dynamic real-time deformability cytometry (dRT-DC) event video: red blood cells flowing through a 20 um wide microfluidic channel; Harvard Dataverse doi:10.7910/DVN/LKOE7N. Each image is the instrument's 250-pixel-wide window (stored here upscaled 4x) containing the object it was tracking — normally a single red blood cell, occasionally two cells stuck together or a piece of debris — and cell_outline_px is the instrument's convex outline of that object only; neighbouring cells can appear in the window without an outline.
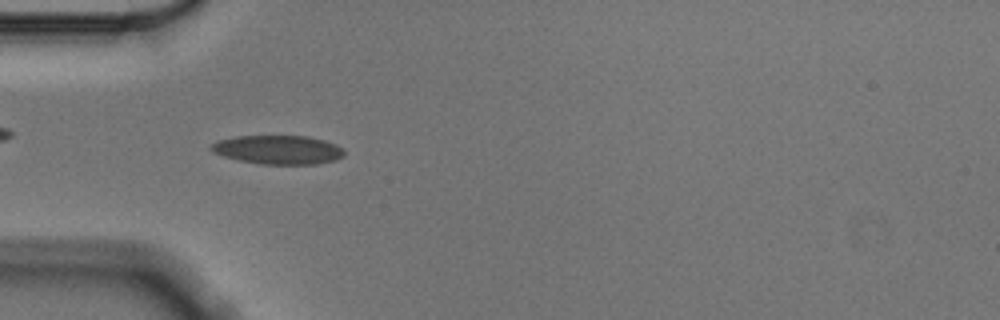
{"species": "Egyptian fruit bat (a non-hibernating species)", "species_latin": "Rousettus aegyptiacus", "temperature_condition": "cold", "stored_images_in_passage": 55, "camera_frame_rate_fps": 3000, "um_per_image_px": 0.085, "animal": {"sex": "male"}, "frame": {"image": 1, "passage_image": 16, "time_ms": 5.0, "image_size_px": [1000, 320], "cell_outline_px": [[344, 156], [336, 160], [316, 164], [260, 164], [240, 160], [224, 156], [212, 152], [208, 148], [208, 144], [216, 140], [236, 136], [308, 136], [324, 140], [336, 144], [344, 152]], "centroid_in_image_um": [23.59, 12.72], "position_along_channel_um": 61.4, "area_um2": 22.54}}
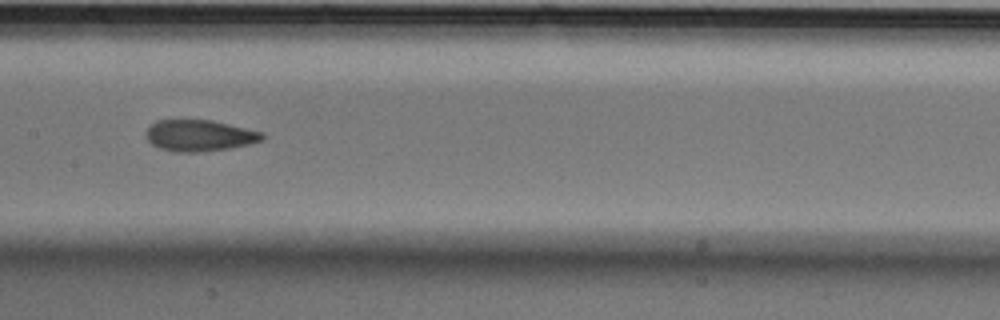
{"frame": {"image": 2, "passage_image": 27, "time_ms": 8.667, "image_size_px": [1000, 320], "cell_outline_px": [[264, 140], [252, 144], [232, 148], [200, 152], [172, 152], [160, 148], [152, 144], [148, 140], [144, 132], [156, 120], [212, 120], [264, 132]], "centroid_in_image_um": [16.98, 11.53], "position_along_channel_um": 190.4, "area_um2": 21.5}}
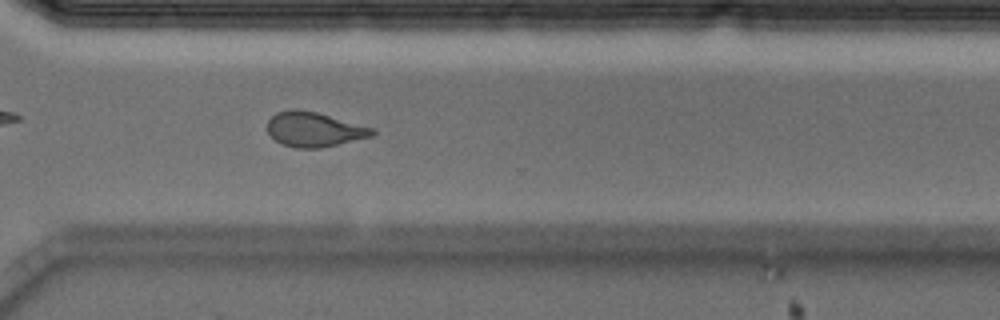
{"frame": {"image": 3, "passage_image": 40, "time_ms": 13.0, "image_size_px": [1000, 320], "cell_outline_px": [[376, 132], [372, 136], [320, 148], [296, 148], [280, 144], [268, 132], [268, 120], [276, 112], [292, 108], [296, 108], [316, 112], [372, 128]], "centroid_in_image_um": [26.65, 10.99], "position_along_channel_um": 343.9, "area_um2": 20.98}, "authors_computed_cell_mechanics": {"area_um2": 21.5016, "velocity_mm_per_s": 3.5502, "shape_relaxation_time_tau1_ms": 8.9382, "shape_relaxation_time_tau2_ms": 2.2366, "deformation_change_tau1": 0.1905, "deformation_change_tau2": 0.0871}}